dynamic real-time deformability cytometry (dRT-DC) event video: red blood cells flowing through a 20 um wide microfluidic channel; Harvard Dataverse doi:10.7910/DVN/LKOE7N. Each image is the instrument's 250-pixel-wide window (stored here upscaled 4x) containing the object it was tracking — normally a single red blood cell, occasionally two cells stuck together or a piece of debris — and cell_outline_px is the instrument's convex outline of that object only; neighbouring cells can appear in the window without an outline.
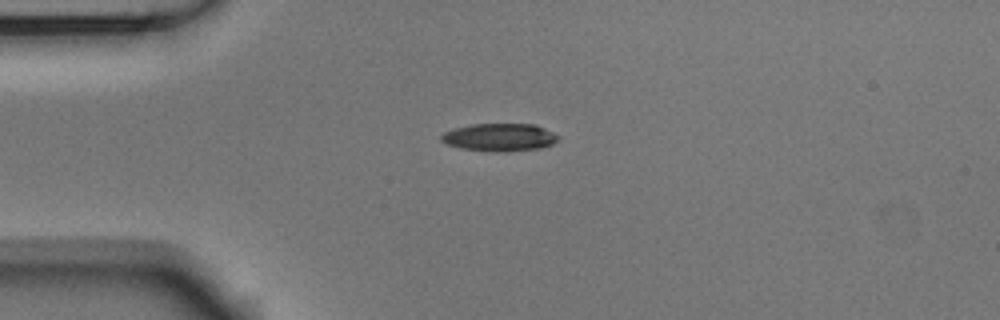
{"species": "Egyptian fruit bat (a non-hibernating species)", "species_latin": "Rousettus aegyptiacus", "temperature_condition": "room temperature", "stored_images_in_passage": 42, "camera_frame_rate_fps": 3000, "um_per_image_px": 0.085, "animal": {"sex": "male"}, "frame": {"image": 1, "passage_image": 1, "time_ms": 0.0, "image_size_px": [1000, 320], "cell_outline_px": [[560, 136], [552, 144], [540, 148], [504, 152], [496, 152], [460, 148], [448, 144], [440, 140], [440, 136], [444, 132], [452, 128], [472, 124], [536, 124]], "centroid_in_image_um": [42.44, 11.66], "position_along_channel_um": 42.6, "area_um2": 18.96}}
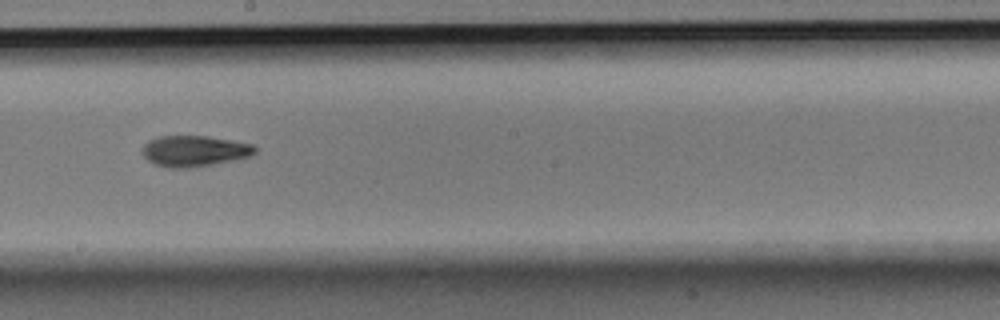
{"frame": {"image": 2, "passage_image": 18, "time_ms": 5.667, "image_size_px": [1000, 320], "cell_outline_px": [[256, 152], [252, 156], [212, 164], [188, 168], [168, 168], [156, 164], [148, 160], [140, 152], [144, 144], [148, 140], [160, 136], [208, 136], [252, 144], [256, 148]], "centroid_in_image_um": [16.49, 12.83], "position_along_channel_um": 231.7, "area_um2": 20.29}}
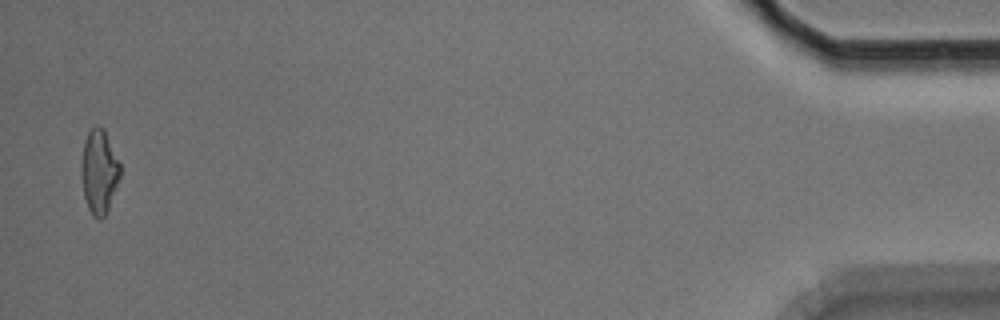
{"frame": {"image": 3, "passage_image": 41, "time_ms": 13.333, "image_size_px": [1000, 320], "cell_outline_px": [[120, 176], [116, 188], [108, 208], [104, 216], [100, 220], [92, 216], [88, 208], [84, 196], [80, 172], [80, 168], [84, 140], [88, 132], [96, 124], [104, 128], [120, 164]], "centroid_in_image_um": [8.4, 14.57], "position_along_channel_um": 426.8, "area_um2": 19.07}, "authors_computed_cell_mechanics": {"area_um2": 19.5075, "velocity_mm_per_s": 3.701, "shape_relaxation_time_tau1_ms": 2.7964, "shape_relaxation_time_tau2_ms": 4.8718, "deformation_change_tau1": 0.1379, "deformation_change_tau2": 0.1282}}